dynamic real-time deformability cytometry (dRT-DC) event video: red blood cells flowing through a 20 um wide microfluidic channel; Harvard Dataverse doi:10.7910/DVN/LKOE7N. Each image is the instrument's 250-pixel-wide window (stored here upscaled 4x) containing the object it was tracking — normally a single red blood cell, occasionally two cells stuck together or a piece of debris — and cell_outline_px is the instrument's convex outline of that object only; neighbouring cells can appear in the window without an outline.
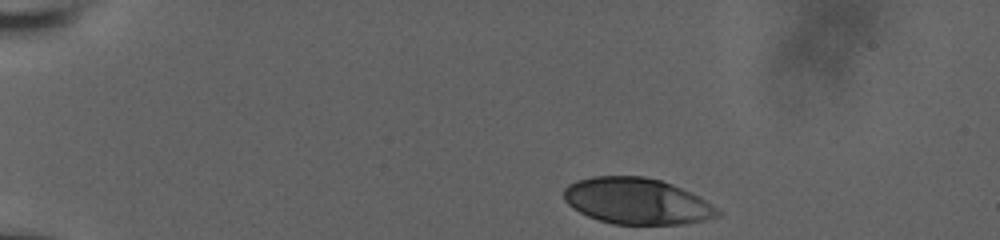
{"species": "human", "species_latin": "Homo sapiens", "temperature_condition": "room temperature", "stored_images_in_passage": 38, "camera_frame_rate_fps": 3000, "um_per_image_px": 0.085, "donor": {"sex": "male"}, "frame": {"image": 1, "passage_image": 1, "time_ms": 0.0, "image_size_px": [1000, 240], "cell_outline_px": [[720, 216], [704, 220], [684, 224], [612, 224], [588, 216], [572, 208], [564, 200], [564, 188], [568, 184], [576, 180], [592, 176], [644, 176], [660, 180], [672, 184], [700, 196], [716, 208], [720, 212]], "centroid_in_image_um": [54.12, 17.09], "position_along_channel_um": 30.9, "area_um2": 41.44}}
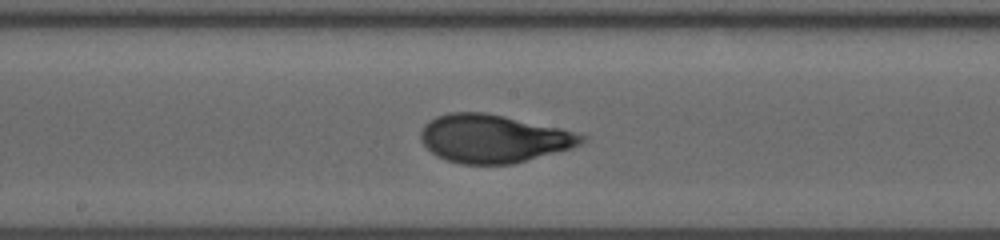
{"frame": {"image": 2, "passage_image": 22, "time_ms": 7.0, "image_size_px": [1000, 240], "cell_outline_px": [[588, 136], [580, 144], [572, 148], [512, 164], [460, 164], [444, 160], [436, 156], [420, 140], [420, 132], [424, 124], [428, 120], [436, 116], [448, 112], [484, 112], [504, 116], [560, 128]], "centroid_in_image_um": [41.9, 11.78], "position_along_channel_um": 206.3, "area_um2": 45.14}}
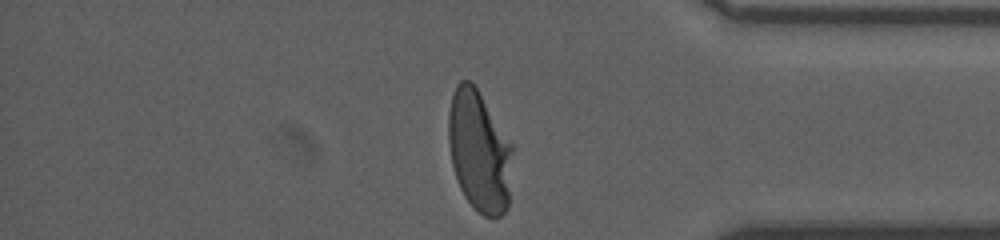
{"frame": {"image": 3, "passage_image": 38, "time_ms": 12.333, "image_size_px": [1000, 240], "cell_outline_px": [[516, 148], [508, 208], [496, 220], [492, 220], [484, 216], [464, 196], [460, 188], [452, 164], [448, 140], [448, 112], [452, 92], [456, 84], [460, 80], [468, 80], [476, 88], [516, 144]], "centroid_in_image_um": [40.81, 12.86], "position_along_channel_um": 394.4, "area_um2": 46.82}, "authors_computed_cell_mechanics": {"area_um2": 44.506, "velocity_mm_per_s": 3.8091, "shape_relaxation_time_tau1_ms": 5.4134, "shape_relaxation_time_tau2_ms": null, "deformation_change_tau1": 0.2301, "deformation_change_tau2": null}}